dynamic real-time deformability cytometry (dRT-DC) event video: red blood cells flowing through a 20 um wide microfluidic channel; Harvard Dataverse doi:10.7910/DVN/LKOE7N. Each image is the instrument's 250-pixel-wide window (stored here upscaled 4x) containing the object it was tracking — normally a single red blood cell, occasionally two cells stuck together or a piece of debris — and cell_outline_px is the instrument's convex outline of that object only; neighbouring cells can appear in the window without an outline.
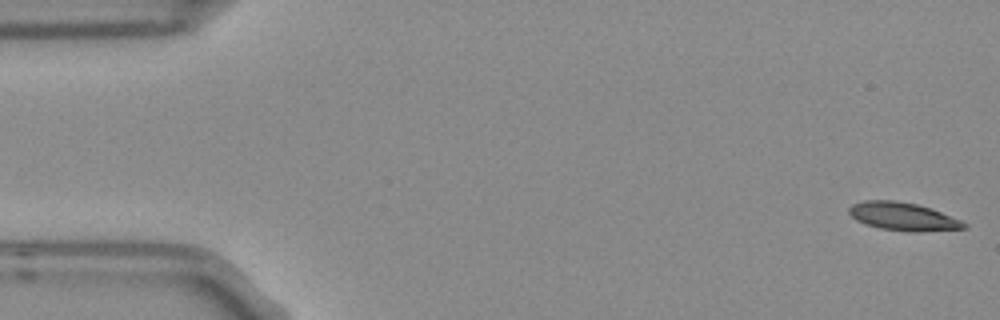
{"species": "Egyptian fruit bat (a non-hibernating species)", "species_latin": "Rousettus aegyptiacus", "temperature_condition": "room temperature", "stored_images_in_passage": 5, "camera_frame_rate_fps": 3000, "um_per_image_px": 0.085, "frame": {"image": 1, "passage_image": 1, "time_ms": 0.0, "image_size_px": [1000, 320], "cell_outline_px": [[968, 228], [920, 232], [908, 232], [880, 228], [864, 224], [856, 220], [848, 212], [848, 208], [852, 204], [864, 200], [892, 200], [916, 204], [932, 208], [960, 220], [968, 224]], "centroid_in_image_um": [76.76, 18.41], "position_along_channel_um": 8.2, "area_um2": 18.96}}
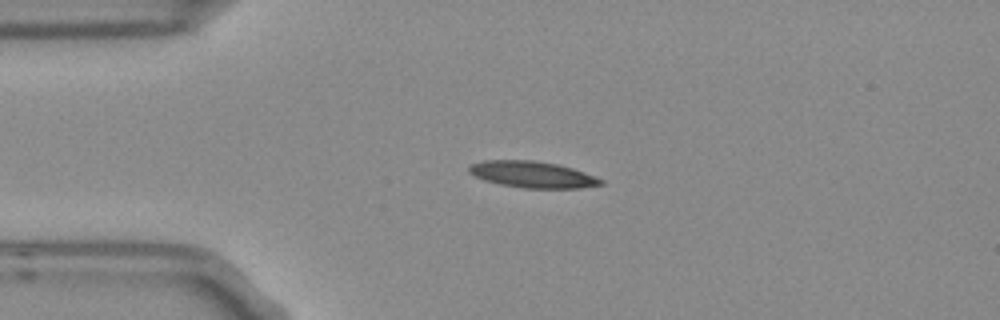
{"frame": {"image": 2, "passage_image": 4, "time_ms": 1.0, "image_size_px": [1000, 320], "cell_outline_px": [[604, 184], [580, 188], [524, 188], [500, 184], [484, 180], [468, 172], [468, 168], [472, 164], [484, 160], [532, 160], [556, 164], [572, 168], [584, 172], [604, 180]], "centroid_in_image_um": [45.26, 14.83], "position_along_channel_um": 39.7, "area_um2": 20.17}}